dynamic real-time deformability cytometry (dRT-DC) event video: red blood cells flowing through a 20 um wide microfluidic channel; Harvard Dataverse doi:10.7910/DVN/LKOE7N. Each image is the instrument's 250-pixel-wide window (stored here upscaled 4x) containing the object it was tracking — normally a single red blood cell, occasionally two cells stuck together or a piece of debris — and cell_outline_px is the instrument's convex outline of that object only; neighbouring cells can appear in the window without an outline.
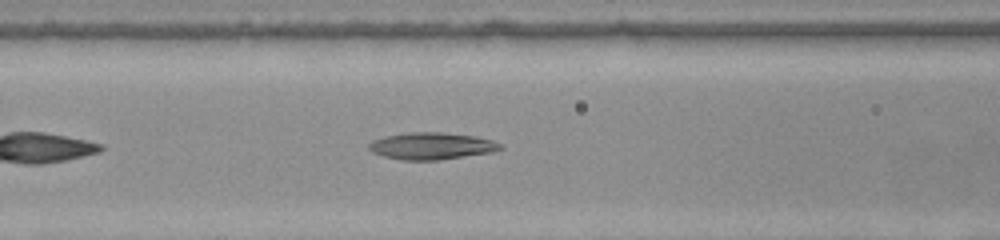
{"species": "common noctule bat (a hibernating species)", "species_latin": "Nyctalus noctula", "temperature_condition": "warm", "stored_images_in_passage": 27, "camera_frame_rate_fps": 3000, "um_per_image_px": 0.085, "animal": {"sex": "female", "body_mass_g": 22.0, "forearm_length_mm": 56.7}, "frame": {"image": 1, "passage_image": 7, "time_ms": 2.0, "image_size_px": [1000, 240], "cell_outline_px": [[504, 148], [492, 152], [440, 160], [400, 160], [384, 156], [372, 152], [368, 148], [368, 144], [384, 136], [412, 132], [440, 132], [472, 136], [492, 140], [500, 144]], "centroid_in_image_um": [36.68, 12.42], "position_along_channel_um": 129.9, "area_um2": 20.46}}
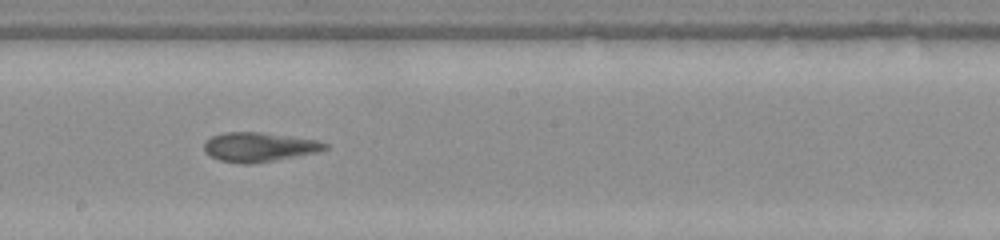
{"frame": {"image": 2, "passage_image": 14, "time_ms": 4.333, "image_size_px": [1000, 240], "cell_outline_px": [[328, 148], [316, 152], [276, 160], [252, 164], [240, 164], [220, 160], [204, 152], [204, 144], [212, 136], [224, 132], [260, 132], [320, 140], [328, 144]], "centroid_in_image_um": [22.03, 12.5], "position_along_channel_um": 226.2, "area_um2": 20.63}}
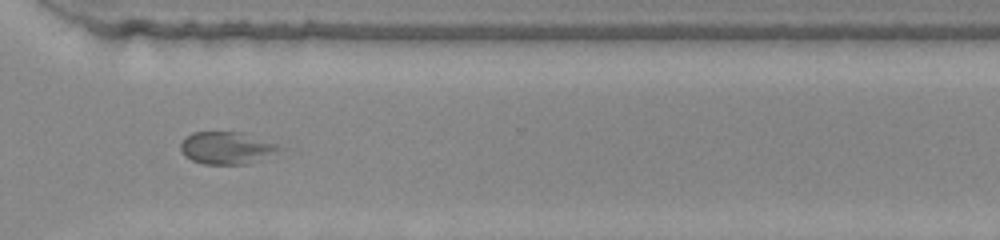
{"frame": {"image": 3, "passage_image": 23, "time_ms": 7.333, "image_size_px": [1000, 240], "cell_outline_px": [[284, 148], [244, 164], [204, 164], [192, 160], [184, 156], [180, 152], [180, 144], [184, 136], [192, 132], [240, 132], [276, 144]], "centroid_in_image_um": [19.13, 12.56], "position_along_channel_um": 351.5, "area_um2": 18.21}}